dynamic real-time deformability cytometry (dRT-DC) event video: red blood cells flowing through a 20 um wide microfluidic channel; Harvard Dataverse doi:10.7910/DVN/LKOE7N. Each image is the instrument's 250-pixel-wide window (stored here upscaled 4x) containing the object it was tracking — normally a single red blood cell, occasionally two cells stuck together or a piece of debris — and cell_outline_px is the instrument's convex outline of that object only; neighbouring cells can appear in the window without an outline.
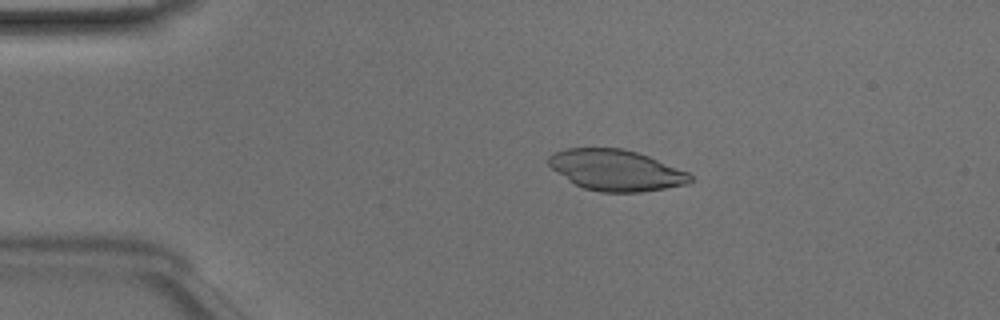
{"species": "Egyptian fruit bat (a non-hibernating species)", "species_latin": "Rousettus aegyptiacus", "temperature_condition": "room temperature", "stored_images_in_passage": 49, "camera_frame_rate_fps": 3000, "um_per_image_px": 0.085, "animal": {"sex": "male"}, "frame": {"image": 1, "passage_image": 10, "time_ms": 3.0, "image_size_px": [1000, 320], "cell_outline_px": [[692, 180], [688, 184], [640, 192], [600, 192], [584, 188], [576, 184], [556, 172], [548, 164], [548, 156], [556, 152], [568, 148], [624, 148], [648, 156], [688, 172], [692, 176]], "centroid_in_image_um": [52.36, 14.46], "position_along_channel_um": 32.6, "area_um2": 33.52}}
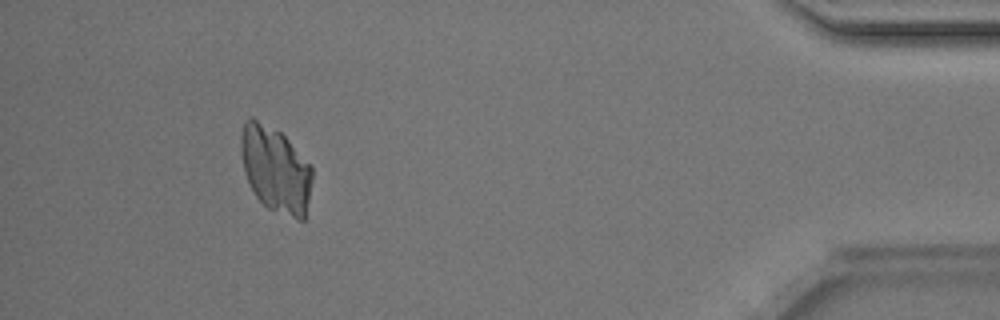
{"frame": {"image": 2, "passage_image": 45, "time_ms": 14.667, "image_size_px": [1000, 320], "cell_outline_px": [[312, 180], [304, 220], [300, 220], [268, 208], [256, 196], [244, 172], [240, 152], [240, 136], [244, 124], [252, 116], [280, 132], [288, 140], [312, 168]], "centroid_in_image_um": [23.39, 14.39], "position_along_channel_um": 411.8, "area_um2": 35.2}}